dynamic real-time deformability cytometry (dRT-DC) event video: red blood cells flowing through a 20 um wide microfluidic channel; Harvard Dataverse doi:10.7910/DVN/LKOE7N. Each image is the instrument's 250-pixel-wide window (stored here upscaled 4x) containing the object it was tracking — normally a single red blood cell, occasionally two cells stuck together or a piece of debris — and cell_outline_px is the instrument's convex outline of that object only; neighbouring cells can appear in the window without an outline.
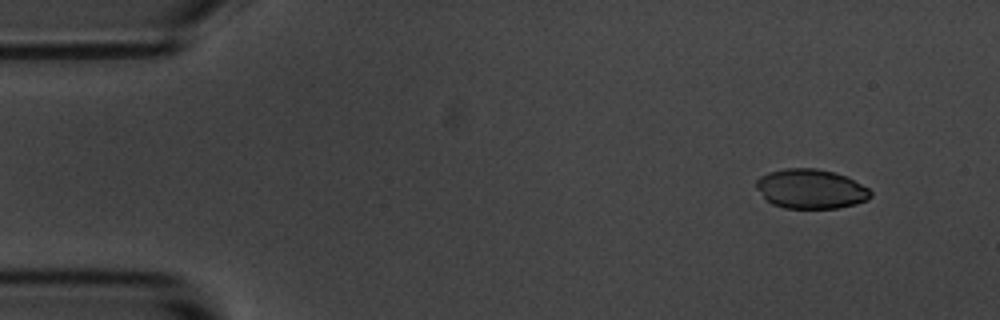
{"species": "common noctule bat (a hibernating species)", "species_latin": "Nyctalus noctula", "temperature_condition": "room temperature", "stored_images_in_passage": 4, "camera_frame_rate_fps": 3000, "um_per_image_px": 0.085, "animal": {"sex": "male", "body_mass_g": 20.1, "forearm_length_mm": 53.5}, "frame": {"image": 1, "passage_image": 2, "time_ms": 0.333, "image_size_px": [1000, 320], "cell_outline_px": [[872, 196], [868, 200], [856, 204], [836, 208], [784, 208], [772, 204], [756, 188], [756, 180], [760, 176], [768, 172], [784, 168], [816, 168], [848, 176], [868, 188], [872, 192]], "centroid_in_image_um": [68.93, 16.05], "position_along_channel_um": 16.1, "area_um2": 26.41}}